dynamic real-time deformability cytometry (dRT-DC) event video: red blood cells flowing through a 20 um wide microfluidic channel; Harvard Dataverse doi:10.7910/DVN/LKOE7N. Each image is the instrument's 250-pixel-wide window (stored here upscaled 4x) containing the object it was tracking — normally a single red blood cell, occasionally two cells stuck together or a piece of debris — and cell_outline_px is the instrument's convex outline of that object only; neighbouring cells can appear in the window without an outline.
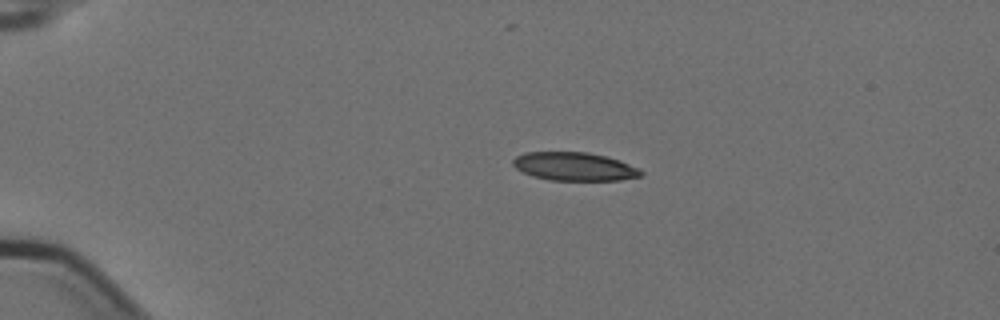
{"species": "Egyptian fruit bat (a non-hibernating species)", "species_latin": "Rousettus aegyptiacus", "temperature_condition": "cold", "stored_images_in_passage": 3, "camera_frame_rate_fps": 3000, "um_per_image_px": 0.085, "animal": {"sex": "female"}, "frame": {"image": 1, "passage_image": 1, "time_ms": 0.0, "image_size_px": [1000, 320], "cell_outline_px": [[644, 172], [640, 176], [620, 180], [548, 180], [532, 176], [516, 168], [512, 164], [512, 160], [516, 156], [524, 152], [588, 152], [608, 156], [620, 160], [640, 168]], "centroid_in_image_um": [48.84, 14.14], "position_along_channel_um": 36.2, "area_um2": 21.33}}